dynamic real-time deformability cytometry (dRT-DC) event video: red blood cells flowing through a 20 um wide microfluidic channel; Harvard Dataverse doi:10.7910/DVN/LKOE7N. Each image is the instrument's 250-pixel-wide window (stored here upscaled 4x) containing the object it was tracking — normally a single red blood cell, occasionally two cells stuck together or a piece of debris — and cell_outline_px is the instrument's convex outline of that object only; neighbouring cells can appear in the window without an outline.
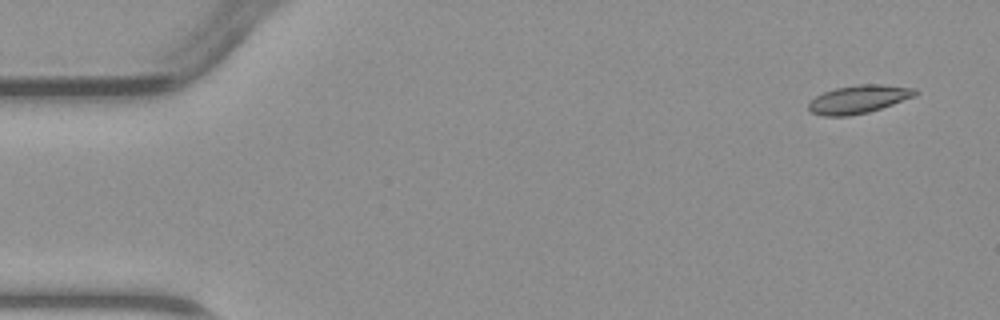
{"species": "common noctule bat (a hibernating species)", "species_latin": "Nyctalus noctula", "temperature_condition": "warm", "stored_images_in_passage": 4, "camera_frame_rate_fps": 3000, "um_per_image_px": 0.085, "animal": {"sex": "male", "body_mass_g": 23.1, "forearm_length_mm": 52.7}, "frame": {"image": 1, "passage_image": 1, "time_ms": 0.0, "image_size_px": [1000, 320], "cell_outline_px": [[920, 92], [916, 96], [868, 112], [848, 116], [824, 116], [808, 112], [808, 104], [816, 96], [824, 92], [836, 88], [860, 84], [880, 84], [916, 88]], "centroid_in_image_um": [72.99, 8.43], "position_along_channel_um": 12.0, "area_um2": 17.51}}
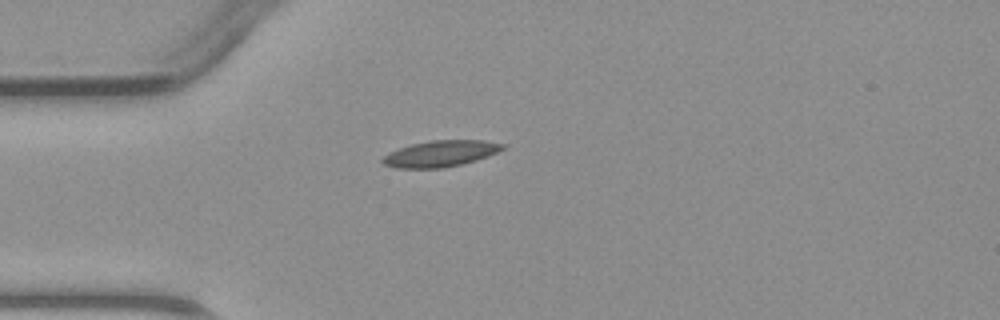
{"frame": {"image": 2, "passage_image": 4, "time_ms": 3.333, "image_size_px": [1000, 320], "cell_outline_px": [[508, 144], [504, 148], [488, 156], [476, 160], [444, 168], [396, 168], [384, 164], [380, 160], [388, 152], [412, 144], [432, 140], [484, 140]], "centroid_in_image_um": [37.45, 13.05], "position_along_channel_um": 47.5, "area_um2": 18.32}}